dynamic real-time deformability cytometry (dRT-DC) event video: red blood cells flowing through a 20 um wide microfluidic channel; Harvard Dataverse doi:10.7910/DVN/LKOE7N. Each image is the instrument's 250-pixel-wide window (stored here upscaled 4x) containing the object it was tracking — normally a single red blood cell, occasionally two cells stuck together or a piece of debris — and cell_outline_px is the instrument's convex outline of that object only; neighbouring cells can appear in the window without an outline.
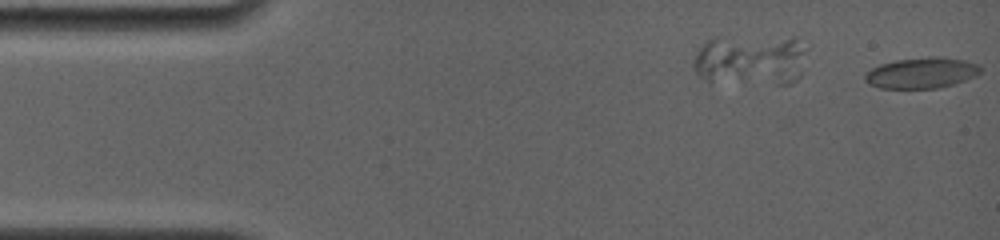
{"species": "common noctule bat (a hibernating species)", "species_latin": "Nyctalus noctula", "temperature_condition": "room temperature", "stored_images_in_passage": 3, "camera_frame_rate_fps": 4000, "um_per_image_px": 0.085, "animal": {"sex": "female", "body_mass_g": 19.0, "forearm_length_mm": 56.7}, "frame": {"image": 1, "passage_image": 3, "time_ms": 1.5, "image_size_px": [1000, 240], "cell_outline_px": [[980, 72], [976, 76], [952, 84], [936, 88], [880, 88], [864, 80], [864, 72], [880, 64], [896, 60], [928, 56], [936, 56], [964, 60], [980, 64]], "centroid_in_image_um": [78.32, 6.18], "position_along_channel_um": 6.7, "area_um2": 20.69}}